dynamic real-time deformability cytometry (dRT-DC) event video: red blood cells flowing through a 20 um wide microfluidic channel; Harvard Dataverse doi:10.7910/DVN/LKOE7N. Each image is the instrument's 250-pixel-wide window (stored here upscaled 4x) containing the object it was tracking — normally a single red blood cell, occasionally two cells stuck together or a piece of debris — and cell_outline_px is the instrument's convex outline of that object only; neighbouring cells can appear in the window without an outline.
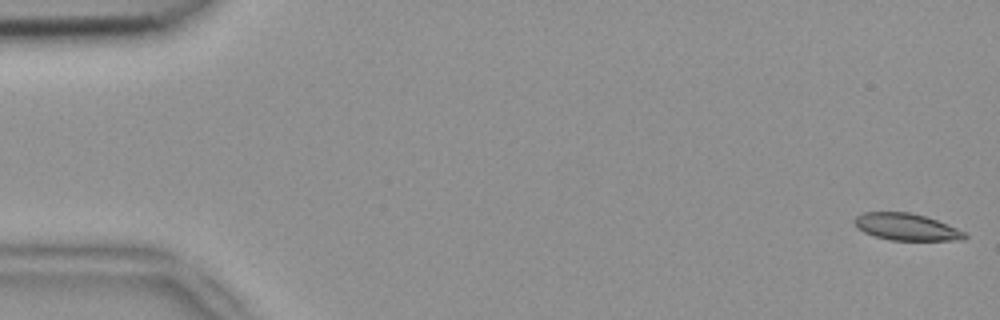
{"species": "common noctule bat (a hibernating species)", "species_latin": "Nyctalus noctula", "temperature_condition": "room temperature", "stored_images_in_passage": 12, "camera_frame_rate_fps": 3000, "um_per_image_px": 0.085, "animal": {"sex": "female", "body_mass_g": 18.4}, "frame": {"image": 1, "passage_image": 1, "time_ms": 0.0, "image_size_px": [1000, 320], "cell_outline_px": [[968, 236], [964, 240], [892, 240], [876, 236], [864, 232], [856, 228], [852, 220], [856, 216], [864, 212], [912, 212], [948, 224], [964, 232]], "centroid_in_image_um": [77.02, 19.28], "position_along_channel_um": 8.0, "area_um2": 17.28}}